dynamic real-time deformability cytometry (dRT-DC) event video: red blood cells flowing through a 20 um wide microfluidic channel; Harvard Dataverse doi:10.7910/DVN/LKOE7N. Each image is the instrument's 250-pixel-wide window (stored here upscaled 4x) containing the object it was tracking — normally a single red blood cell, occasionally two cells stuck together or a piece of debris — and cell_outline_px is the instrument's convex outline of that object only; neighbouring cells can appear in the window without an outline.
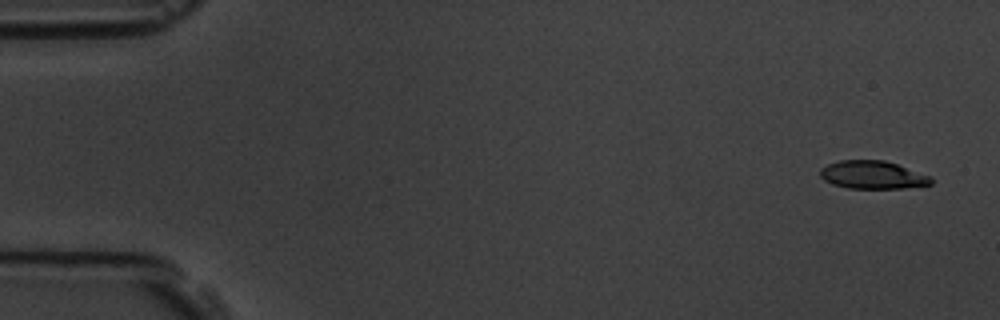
{"species": "common noctule bat (a hibernating species)", "species_latin": "Nyctalus noctula", "temperature_condition": "room temperature", "stored_images_in_passage": 5, "camera_frame_rate_fps": 3000, "um_per_image_px": 0.085, "animal": {"sex": "male", "body_mass_g": 19.5, "forearm_length_mm": 54.6}, "frame": {"image": 1, "passage_image": 1, "time_ms": 0.0, "image_size_px": [1000, 320], "cell_outline_px": [[932, 184], [904, 188], [848, 188], [832, 184], [824, 180], [820, 176], [820, 168], [828, 164], [840, 160], [884, 160], [932, 176]], "centroid_in_image_um": [74.17, 14.86], "position_along_channel_um": 10.8, "area_um2": 18.09}}
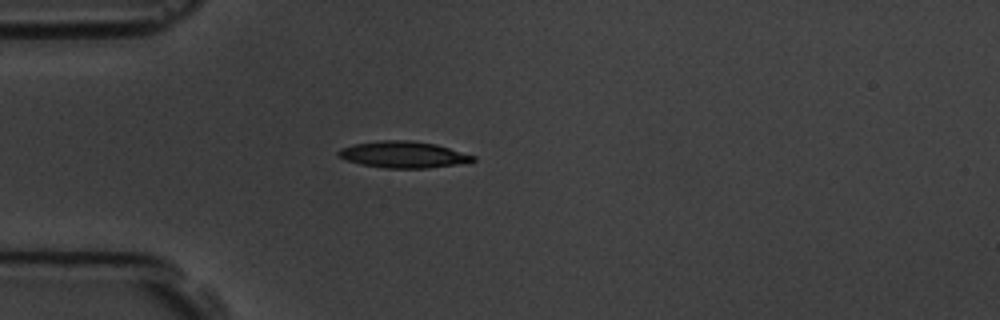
{"frame": {"image": 2, "passage_image": 5, "time_ms": 4.333, "image_size_px": [1000, 320], "cell_outline_px": [[476, 160], [456, 164], [428, 168], [384, 168], [360, 164], [348, 160], [340, 156], [336, 152], [340, 148], [352, 144], [380, 140], [412, 140], [436, 144], [476, 156]], "centroid_in_image_um": [34.27, 13.13], "position_along_channel_um": 50.7, "area_um2": 20.75}}